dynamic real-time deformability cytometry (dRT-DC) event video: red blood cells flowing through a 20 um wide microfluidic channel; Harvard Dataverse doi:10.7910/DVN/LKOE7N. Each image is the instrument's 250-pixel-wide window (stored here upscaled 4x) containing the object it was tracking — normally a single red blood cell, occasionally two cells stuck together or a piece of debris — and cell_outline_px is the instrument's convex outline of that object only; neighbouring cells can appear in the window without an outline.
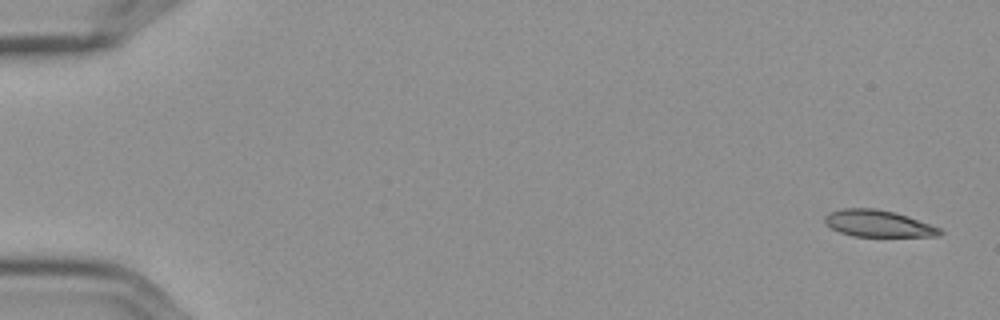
{"species": "Egyptian fruit bat (a non-hibernating species)", "species_latin": "Rousettus aegyptiacus", "temperature_condition": "cold", "stored_images_in_passage": 11, "camera_frame_rate_fps": 3000, "um_per_image_px": 0.085, "frame": {"image": 1, "passage_image": 1, "time_ms": 0.0, "image_size_px": [1000, 320], "cell_outline_px": [[944, 232], [936, 236], [852, 236], [840, 232], [824, 224], [824, 216], [828, 212], [840, 208], [876, 208], [896, 212], [908, 216], [940, 228]], "centroid_in_image_um": [74.59, 18.98], "position_along_channel_um": 10.4, "area_um2": 18.03}}
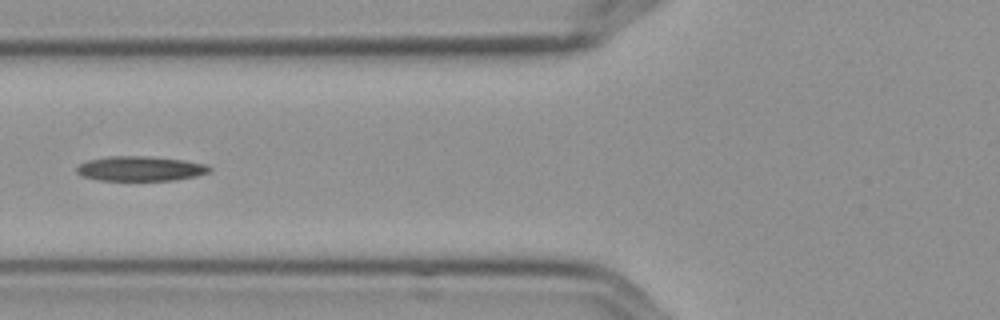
{"frame": {"image": 2, "passage_image": 6, "time_ms": 1.667, "image_size_px": [1000, 320], "cell_outline_px": [[212, 168], [208, 172], [196, 176], [176, 180], [96, 180], [80, 176], [76, 172], [76, 164], [88, 160], [108, 156], [144, 156], [184, 160], [208, 164]], "centroid_in_image_um": [11.89, 14.33], "position_along_channel_um": 113.9, "area_um2": 19.36}}
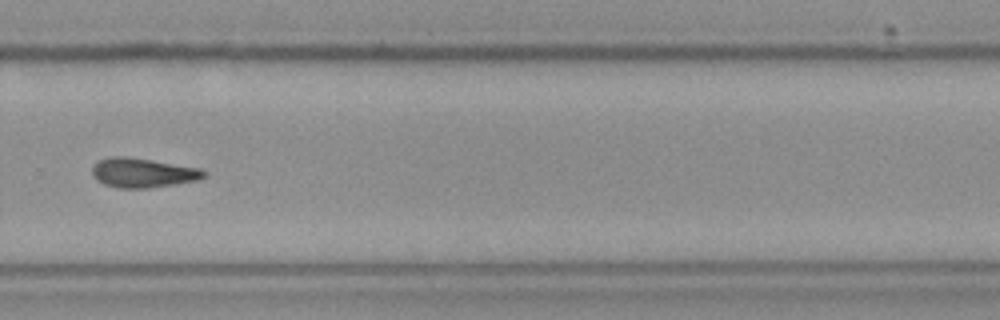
{"frame": {"image": 3, "passage_image": 11, "time_ms": 3.333, "image_size_px": [1000, 320], "cell_outline_px": [[208, 176], [200, 180], [148, 188], [116, 188], [104, 184], [96, 180], [92, 176], [92, 168], [100, 160], [112, 156], [124, 156], [152, 160], [200, 168]], "centroid_in_image_um": [12.14, 14.7], "position_along_channel_um": 317.7, "area_um2": 19.19}}